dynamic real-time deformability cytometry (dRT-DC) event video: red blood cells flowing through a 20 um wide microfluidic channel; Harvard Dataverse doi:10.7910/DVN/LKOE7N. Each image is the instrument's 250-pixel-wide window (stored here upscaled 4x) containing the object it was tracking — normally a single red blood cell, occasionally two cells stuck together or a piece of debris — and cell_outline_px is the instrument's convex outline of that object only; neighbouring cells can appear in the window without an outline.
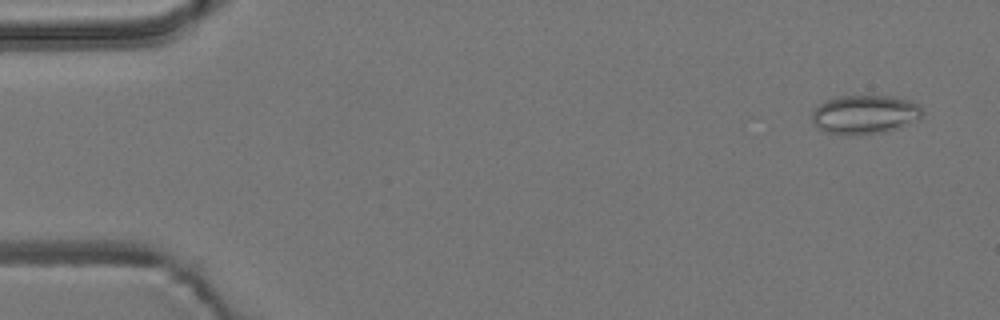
{"species": "common noctule bat (a hibernating species)", "species_latin": "Nyctalus noctula", "temperature_condition": "room temperature", "stored_images_in_passage": 6, "camera_frame_rate_fps": 3000, "um_per_image_px": 0.085, "animal": {"sex": "male", "body_mass_g": 19.2, "forearm_length_mm": 51.8}, "frame": {"image": 1, "passage_image": 1, "time_ms": 0.0, "image_size_px": [1000, 320], "cell_outline_px": [[924, 112], [920, 116], [908, 124], [900, 128], [884, 132], [856, 136], [844, 136], [824, 132], [812, 120], [812, 112], [824, 100], [836, 96], [896, 96], [920, 104]], "centroid_in_image_um": [73.5, 9.74], "position_along_channel_um": 11.5, "area_um2": 25.43}}